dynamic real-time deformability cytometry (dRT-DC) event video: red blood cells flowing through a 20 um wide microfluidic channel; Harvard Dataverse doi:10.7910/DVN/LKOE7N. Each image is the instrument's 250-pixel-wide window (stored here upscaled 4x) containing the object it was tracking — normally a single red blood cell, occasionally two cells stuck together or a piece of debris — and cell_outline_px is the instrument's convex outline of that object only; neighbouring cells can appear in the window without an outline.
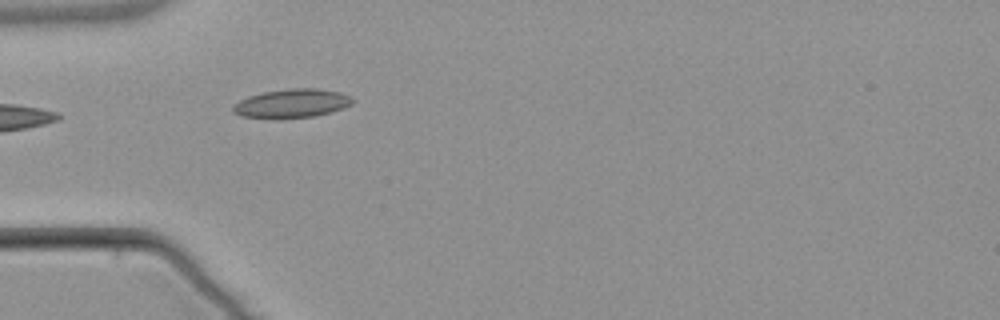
{"species": "common noctule bat (a hibernating species)", "species_latin": "Nyctalus noctula", "temperature_condition": "warm", "stored_images_in_passage": 4, "camera_frame_rate_fps": 3000, "um_per_image_px": 0.085, "animal": {"sex": "male", "body_mass_g": 21.5, "forearm_length_mm": 52.0}, "frame": {"image": 1, "passage_image": 2, "time_ms": 1.0, "image_size_px": [1000, 320], "cell_outline_px": [[352, 104], [328, 112], [312, 116], [240, 116], [232, 112], [232, 104], [248, 96], [264, 92], [288, 88], [316, 88], [340, 92], [352, 96]], "centroid_in_image_um": [24.79, 8.74], "position_along_channel_um": 60.2, "area_um2": 19.25}}
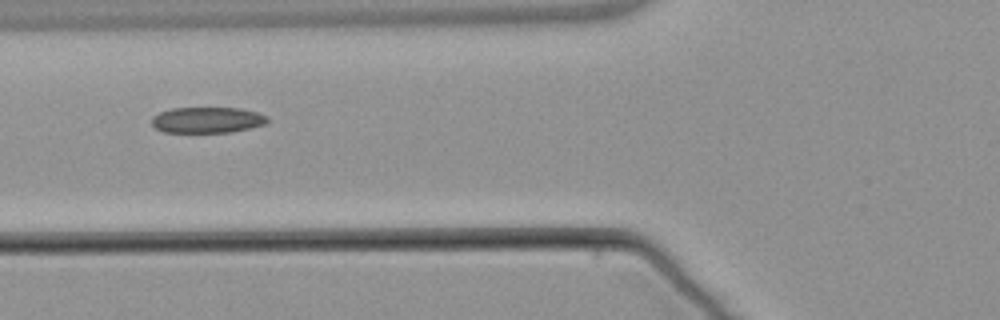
{"frame": {"image": 2, "passage_image": 3, "time_ms": 2.333, "image_size_px": [1000, 320], "cell_outline_px": [[268, 120], [264, 124], [232, 132], [164, 132], [156, 128], [152, 124], [152, 116], [160, 112], [172, 108], [240, 108], [256, 112], [268, 116]], "centroid_in_image_um": [17.6, 10.19], "position_along_channel_um": 108.2, "area_um2": 17.34}}